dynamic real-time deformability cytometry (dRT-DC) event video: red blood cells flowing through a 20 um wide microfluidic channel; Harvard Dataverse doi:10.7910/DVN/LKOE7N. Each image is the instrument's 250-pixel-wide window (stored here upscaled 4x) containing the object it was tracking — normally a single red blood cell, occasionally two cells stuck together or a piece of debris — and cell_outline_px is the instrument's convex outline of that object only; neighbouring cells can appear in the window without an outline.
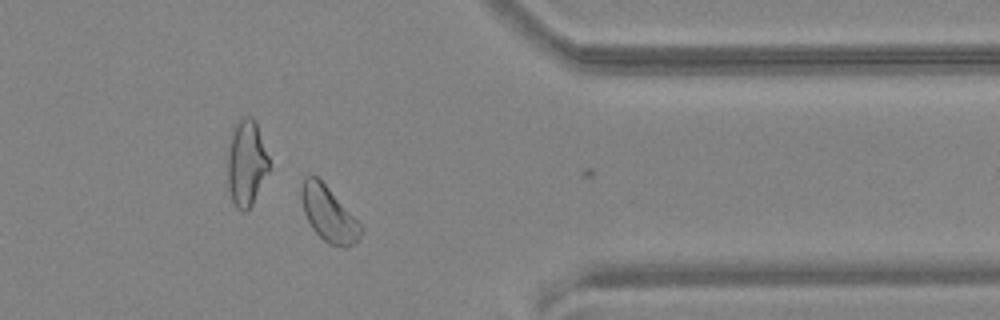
{"species": "common noctule bat (a hibernating species)", "species_latin": "Nyctalus noctula", "temperature_condition": "warm", "stored_images_in_passage": 41, "camera_frame_rate_fps": 3000, "um_per_image_px": 0.085, "animal": {"sex": "female", "body_mass_g": 24.6, "forearm_length_mm": 56.2}, "frame": {"image": 1, "passage_image": 29, "time_ms": 9.333, "image_size_px": [1000, 320], "cell_outline_px": [[360, 236], [356, 244], [344, 248], [340, 248], [328, 244], [312, 228], [304, 212], [300, 196], [300, 188], [304, 176], [316, 176], [328, 188], [360, 224]], "centroid_in_image_um": [27.9, 18.22], "position_along_channel_um": 383.5, "area_um2": 18.73}, "authors_computed_cell_mechanics": {"area_um2": 18.3226, "velocity_mm_per_s": 3.5687, "shape_relaxation_time_tau1_ms": 7.5057, "shape_relaxation_time_tau2_ms": 10.8702, "deformation_change_tau1": 0.0787, "deformation_change_tau2": 0.1081}}